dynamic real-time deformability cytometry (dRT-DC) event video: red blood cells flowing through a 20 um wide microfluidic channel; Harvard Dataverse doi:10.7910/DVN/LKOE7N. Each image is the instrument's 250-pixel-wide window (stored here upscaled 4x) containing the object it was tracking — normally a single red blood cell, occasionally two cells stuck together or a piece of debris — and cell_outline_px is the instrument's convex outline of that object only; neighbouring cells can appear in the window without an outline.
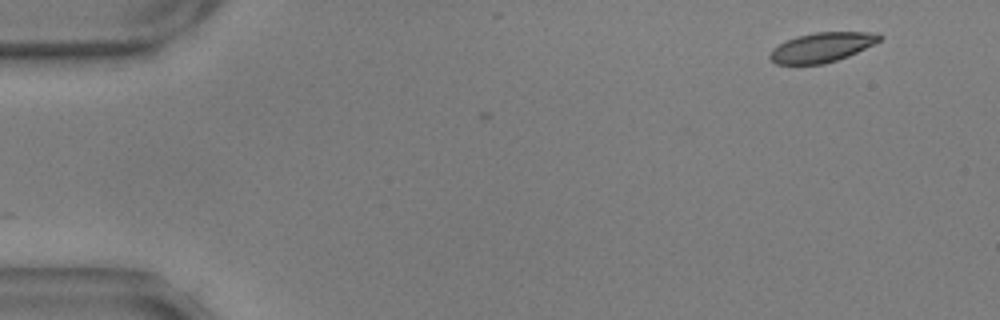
{"species": "common noctule bat (a hibernating species)", "species_latin": "Nyctalus noctula", "temperature_condition": "warm", "stored_images_in_passage": 2, "camera_frame_rate_fps": 3000, "um_per_image_px": 0.085, "animal": {"sex": "male", "body_mass_g": 17.9, "forearm_length_mm": 54.2}, "frame": {"image": 1, "passage_image": 2, "time_ms": 0.333, "image_size_px": [1000, 320], "cell_outline_px": [[884, 36], [880, 40], [848, 56], [824, 64], [776, 64], [768, 56], [772, 48], [796, 36], [816, 32], [880, 32]], "centroid_in_image_um": [69.86, 4.01], "position_along_channel_um": 15.1, "area_um2": 18.79}}